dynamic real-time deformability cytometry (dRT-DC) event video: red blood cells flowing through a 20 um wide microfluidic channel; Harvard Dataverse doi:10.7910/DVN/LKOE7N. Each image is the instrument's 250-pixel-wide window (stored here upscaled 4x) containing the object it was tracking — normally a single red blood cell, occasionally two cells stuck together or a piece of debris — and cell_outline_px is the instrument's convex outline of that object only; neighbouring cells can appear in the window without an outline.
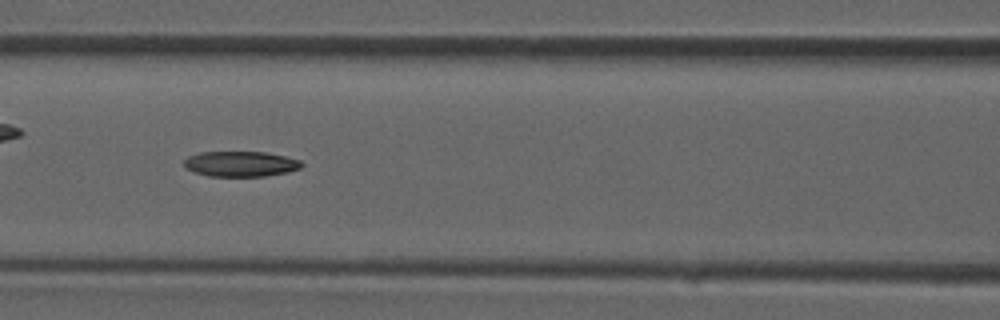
{"species": "common noctule bat (a hibernating species)", "species_latin": "Nyctalus noctula", "temperature_condition": "room temperature", "stored_images_in_passage": 32, "camera_frame_rate_fps": 3000, "um_per_image_px": 0.085, "animal": {"sex": "male", "forearm_length_mm": 52.5}, "frame": {"image": 1, "passage_image": 10, "time_ms": 3.0, "image_size_px": [1000, 320], "cell_outline_px": [[304, 164], [300, 168], [288, 172], [264, 176], [208, 176], [184, 168], [184, 160], [188, 156], [200, 152], [264, 152], [284, 156], [300, 160]], "centroid_in_image_um": [20.44, 13.93], "position_along_channel_um": 146.2, "area_um2": 17.34}}